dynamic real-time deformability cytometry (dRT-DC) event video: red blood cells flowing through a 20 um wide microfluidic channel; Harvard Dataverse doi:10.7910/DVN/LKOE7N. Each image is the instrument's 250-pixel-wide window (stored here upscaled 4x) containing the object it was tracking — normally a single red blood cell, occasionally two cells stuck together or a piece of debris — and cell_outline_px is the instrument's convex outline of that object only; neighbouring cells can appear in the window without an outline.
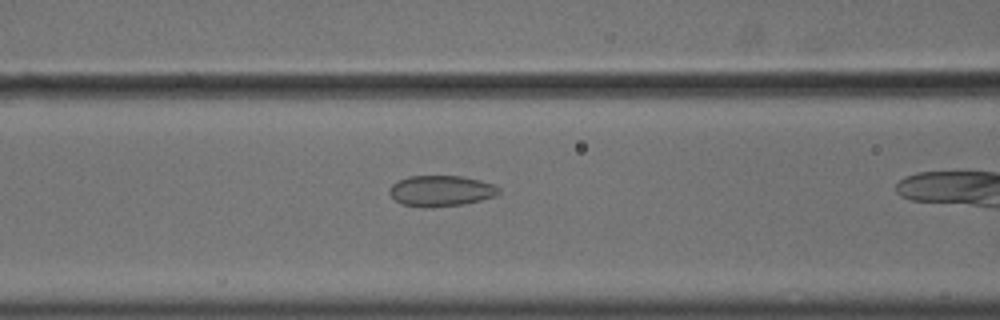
{"species": "common noctule bat (a hibernating species)", "species_latin": "Nyctalus noctula", "temperature_condition": "cold", "stored_images_in_passage": 33, "camera_frame_rate_fps": 3000, "um_per_image_px": 0.085, "animal": {"sex": "male", "body_mass_g": 18.8}, "frame": {"image": 1, "passage_image": 12, "time_ms": 3.667, "image_size_px": [1000, 320], "cell_outline_px": [[500, 192], [496, 196], [464, 204], [424, 208], [420, 208], [400, 204], [388, 192], [388, 188], [392, 184], [408, 176], [464, 176], [480, 180], [492, 184], [500, 188]], "centroid_in_image_um": [37.46, 16.23], "position_along_channel_um": 129.1, "area_um2": 19.83}}
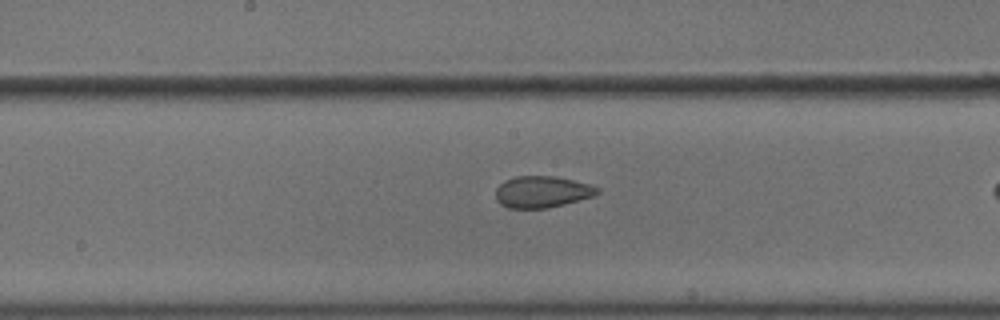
{"frame": {"image": 2, "passage_image": 18, "time_ms": 5.667, "image_size_px": [1000, 320], "cell_outline_px": [[600, 192], [592, 196], [564, 204], [548, 208], [508, 208], [500, 204], [496, 200], [496, 188], [504, 180], [516, 176], [556, 176], [588, 184], [600, 188]], "centroid_in_image_um": [46.04, 16.3], "position_along_channel_um": 202.2, "area_um2": 18.67}}
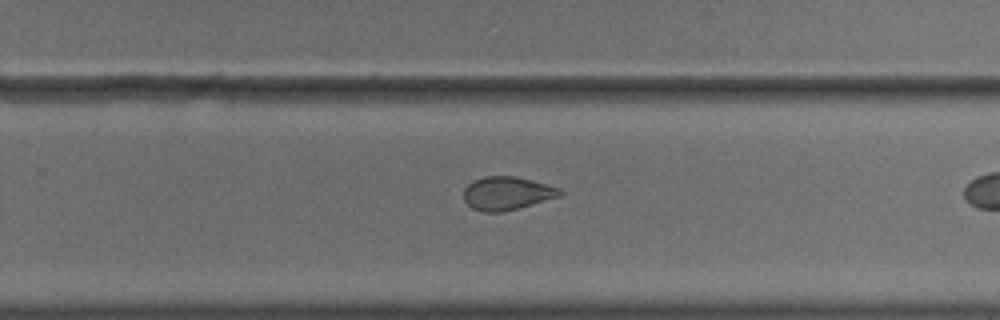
{"frame": {"image": 3, "passage_image": 25, "time_ms": 8.0, "image_size_px": [1000, 320], "cell_outline_px": [[564, 192], [560, 196], [516, 208], [500, 212], [484, 212], [472, 208], [464, 200], [464, 188], [472, 180], [484, 176], [516, 176], [532, 180], [560, 188]], "centroid_in_image_um": [43.07, 16.41], "position_along_channel_um": 286.7, "area_um2": 18.55}}